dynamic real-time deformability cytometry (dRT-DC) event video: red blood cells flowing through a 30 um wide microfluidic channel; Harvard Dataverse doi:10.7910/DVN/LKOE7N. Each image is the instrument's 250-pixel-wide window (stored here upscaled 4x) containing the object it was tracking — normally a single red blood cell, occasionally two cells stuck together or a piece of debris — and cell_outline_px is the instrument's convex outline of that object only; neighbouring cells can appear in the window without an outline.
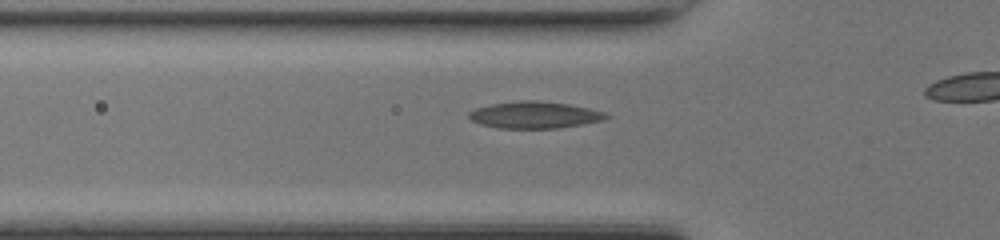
{"species": "common noctule bat (a hibernating species)", "species_latin": "Nyctalus noctula", "temperature_condition": "room temperature", "stored_images_in_passage": 18, "camera_frame_rate_fps": 3000, "um_per_image_px": 0.085, "animal": {"sex": "female", "body_mass_g": 17.0, "forearm_length_mm": 48.0}, "frame": {"image": 1, "passage_image": 13, "time_ms": 4.0, "image_size_px": [1000, 240], "cell_outline_px": [[612, 116], [604, 120], [560, 128], [496, 128], [480, 124], [472, 120], [468, 116], [468, 112], [476, 108], [492, 104], [524, 100], [532, 100], [568, 104], [588, 108], [604, 112]], "centroid_in_image_um": [45.45, 9.78], "position_along_channel_um": 80.4, "area_um2": 21.33}}
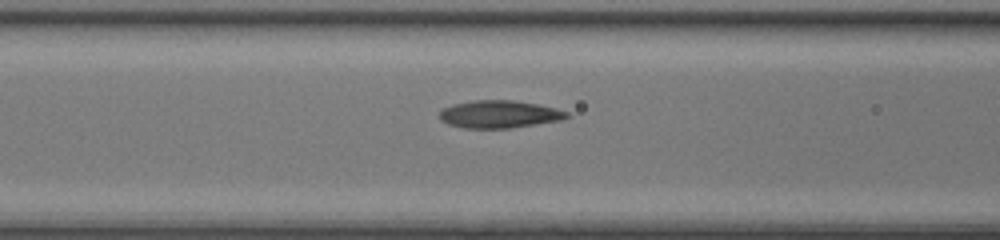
{"frame": {"image": 2, "passage_image": 16, "time_ms": 5.0, "image_size_px": [1000, 240], "cell_outline_px": [[572, 116], [560, 120], [508, 128], [464, 128], [448, 124], [440, 120], [440, 112], [444, 108], [456, 104], [476, 100], [512, 100], [536, 104], [556, 108], [568, 112]], "centroid_in_image_um": [42.46, 9.71], "position_along_channel_um": 124.1, "area_um2": 20.17}}